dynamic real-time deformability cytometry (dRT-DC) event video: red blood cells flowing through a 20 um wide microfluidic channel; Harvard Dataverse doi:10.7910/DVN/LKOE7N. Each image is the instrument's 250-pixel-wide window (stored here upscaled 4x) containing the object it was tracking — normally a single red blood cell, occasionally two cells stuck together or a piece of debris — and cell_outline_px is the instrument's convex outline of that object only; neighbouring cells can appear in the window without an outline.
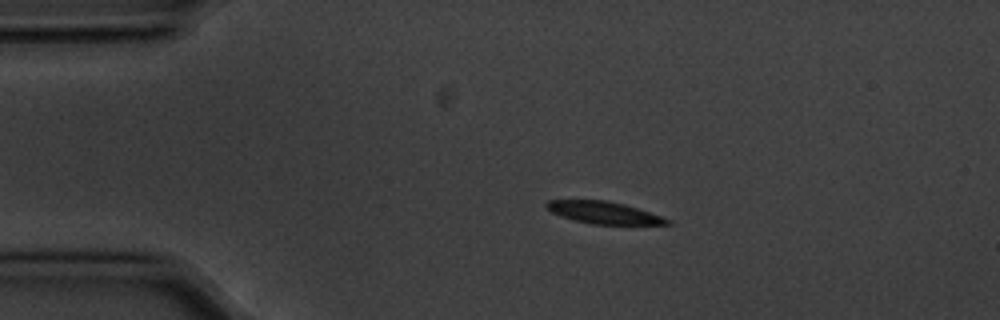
{"species": "common noctule bat (a hibernating species)", "species_latin": "Nyctalus noctula", "temperature_condition": "cold", "stored_images_in_passage": 46, "camera_frame_rate_fps": 3000, "um_per_image_px": 0.085, "animal": {"sex": "male", "body_mass_g": 20.1, "forearm_length_mm": 53.5}, "frame": {"image": 1, "passage_image": 1, "time_ms": 0.0, "image_size_px": [1000, 320], "cell_outline_px": [[672, 224], [592, 224], [560, 216], [552, 212], [544, 204], [548, 200], [608, 200], [624, 204], [672, 220]], "centroid_in_image_um": [51.31, 18.07], "position_along_channel_um": 33.7, "area_um2": 15.32}}
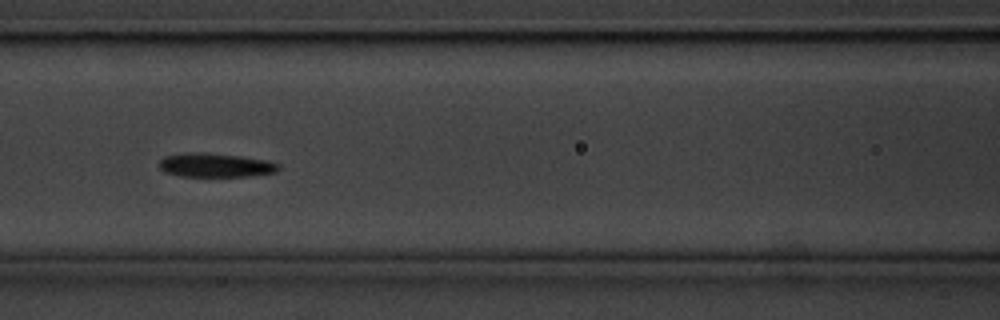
{"frame": {"image": 2, "passage_image": 14, "time_ms": 4.333, "image_size_px": [1000, 320], "cell_outline_px": [[280, 168], [276, 172], [248, 176], [180, 176], [164, 172], [160, 168], [160, 160], [164, 156], [184, 152], [208, 152], [240, 156], [268, 160], [280, 164]], "centroid_in_image_um": [18.31, 14.02], "position_along_channel_um": 148.3, "area_um2": 16.82}}
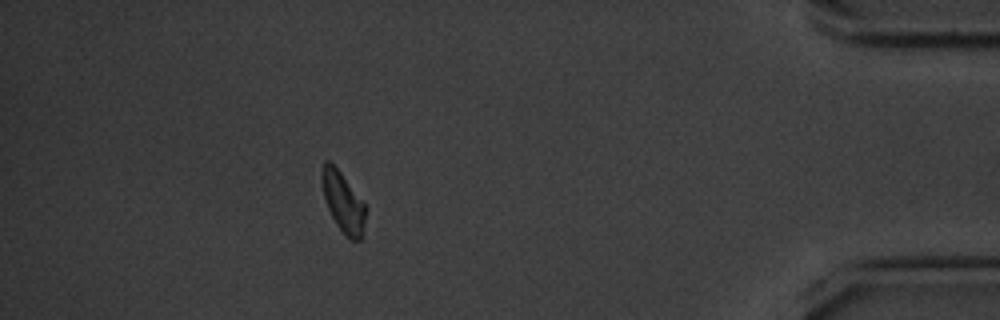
{"frame": {"image": 3, "passage_image": 40, "time_ms": 13.0, "image_size_px": [1000, 320], "cell_outline_px": [[364, 224], [360, 240], [352, 240], [344, 236], [336, 224], [328, 208], [324, 196], [320, 180], [320, 172], [324, 160], [328, 160], [340, 172], [364, 200]], "centroid_in_image_um": [29.13, 17.15], "position_along_channel_um": 406.1, "area_um2": 15.32}, "authors_computed_cell_mechanics": {"area_um2": 15.9528, "velocity_mm_per_s": 3.544, "shape_relaxation_time_tau1_ms": 2.4482, "shape_relaxation_time_tau2_ms": 4.0197, "deformation_change_tau1": 0.1162, "deformation_change_tau2": 0.1288}}